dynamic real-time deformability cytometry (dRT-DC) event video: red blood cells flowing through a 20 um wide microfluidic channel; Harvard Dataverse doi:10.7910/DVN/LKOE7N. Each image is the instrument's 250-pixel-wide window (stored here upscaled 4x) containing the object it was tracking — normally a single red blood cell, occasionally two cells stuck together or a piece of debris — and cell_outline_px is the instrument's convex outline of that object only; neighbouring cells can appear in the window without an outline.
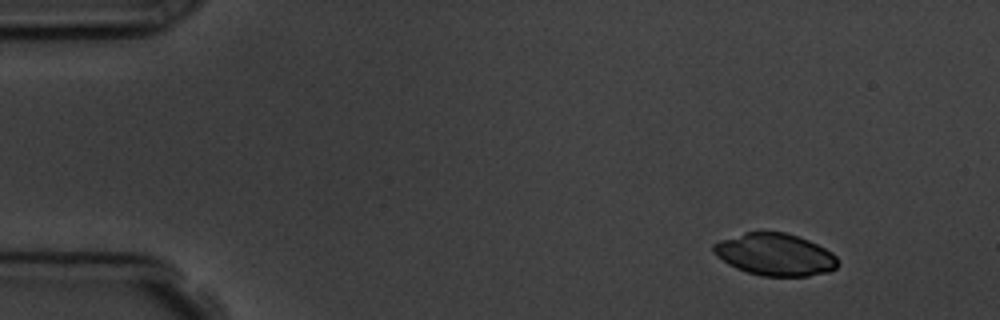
{"species": "common noctule bat (a hibernating species)", "species_latin": "Nyctalus noctula", "temperature_condition": "room temperature", "stored_images_in_passage": 5, "camera_frame_rate_fps": 3000, "um_per_image_px": 0.085, "animal": {"sex": "male", "body_mass_g": 19.5, "forearm_length_mm": 54.6}, "frame": {"image": 1, "passage_image": 1, "time_ms": 0.0, "image_size_px": [1000, 320], "cell_outline_px": [[836, 268], [828, 272], [808, 276], [764, 276], [748, 272], [736, 268], [728, 264], [716, 256], [712, 252], [712, 244], [720, 240], [744, 232], [784, 232], [808, 240], [832, 252], [836, 256]], "centroid_in_image_um": [65.84, 21.63], "position_along_channel_um": 19.2, "area_um2": 30.4}}